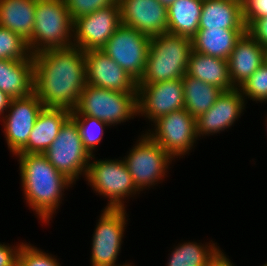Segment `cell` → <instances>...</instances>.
<instances>
[{
	"instance_id": "21",
	"label": "cell",
	"mask_w": 267,
	"mask_h": 266,
	"mask_svg": "<svg viewBox=\"0 0 267 266\" xmlns=\"http://www.w3.org/2000/svg\"><path fill=\"white\" fill-rule=\"evenodd\" d=\"M246 29L199 28L191 38L192 50L228 60L237 40Z\"/></svg>"
},
{
	"instance_id": "20",
	"label": "cell",
	"mask_w": 267,
	"mask_h": 266,
	"mask_svg": "<svg viewBox=\"0 0 267 266\" xmlns=\"http://www.w3.org/2000/svg\"><path fill=\"white\" fill-rule=\"evenodd\" d=\"M34 60H0V91L10 98H21L33 93Z\"/></svg>"
},
{
	"instance_id": "26",
	"label": "cell",
	"mask_w": 267,
	"mask_h": 266,
	"mask_svg": "<svg viewBox=\"0 0 267 266\" xmlns=\"http://www.w3.org/2000/svg\"><path fill=\"white\" fill-rule=\"evenodd\" d=\"M182 83L185 109L195 119L209 110L223 92L220 88L187 74L182 78Z\"/></svg>"
},
{
	"instance_id": "24",
	"label": "cell",
	"mask_w": 267,
	"mask_h": 266,
	"mask_svg": "<svg viewBox=\"0 0 267 266\" xmlns=\"http://www.w3.org/2000/svg\"><path fill=\"white\" fill-rule=\"evenodd\" d=\"M35 6L36 0H0V26L28 42L34 28Z\"/></svg>"
},
{
	"instance_id": "13",
	"label": "cell",
	"mask_w": 267,
	"mask_h": 266,
	"mask_svg": "<svg viewBox=\"0 0 267 266\" xmlns=\"http://www.w3.org/2000/svg\"><path fill=\"white\" fill-rule=\"evenodd\" d=\"M44 107L34 92L26 97L11 98L9 108L0 119L3 122L8 149L13 156L27 144L38 115Z\"/></svg>"
},
{
	"instance_id": "1",
	"label": "cell",
	"mask_w": 267,
	"mask_h": 266,
	"mask_svg": "<svg viewBox=\"0 0 267 266\" xmlns=\"http://www.w3.org/2000/svg\"><path fill=\"white\" fill-rule=\"evenodd\" d=\"M33 92L45 107L74 110L86 81L84 51L76 46L33 55Z\"/></svg>"
},
{
	"instance_id": "3",
	"label": "cell",
	"mask_w": 267,
	"mask_h": 266,
	"mask_svg": "<svg viewBox=\"0 0 267 266\" xmlns=\"http://www.w3.org/2000/svg\"><path fill=\"white\" fill-rule=\"evenodd\" d=\"M191 52L190 38L168 32L151 37L145 70L137 84L182 79Z\"/></svg>"
},
{
	"instance_id": "33",
	"label": "cell",
	"mask_w": 267,
	"mask_h": 266,
	"mask_svg": "<svg viewBox=\"0 0 267 266\" xmlns=\"http://www.w3.org/2000/svg\"><path fill=\"white\" fill-rule=\"evenodd\" d=\"M242 10L247 28L255 19L267 17V0H242Z\"/></svg>"
},
{
	"instance_id": "19",
	"label": "cell",
	"mask_w": 267,
	"mask_h": 266,
	"mask_svg": "<svg viewBox=\"0 0 267 266\" xmlns=\"http://www.w3.org/2000/svg\"><path fill=\"white\" fill-rule=\"evenodd\" d=\"M70 116L69 109L44 107L38 115L27 144L18 153L44 154Z\"/></svg>"
},
{
	"instance_id": "35",
	"label": "cell",
	"mask_w": 267,
	"mask_h": 266,
	"mask_svg": "<svg viewBox=\"0 0 267 266\" xmlns=\"http://www.w3.org/2000/svg\"><path fill=\"white\" fill-rule=\"evenodd\" d=\"M23 242L17 246L0 242V266H17L18 253Z\"/></svg>"
},
{
	"instance_id": "10",
	"label": "cell",
	"mask_w": 267,
	"mask_h": 266,
	"mask_svg": "<svg viewBox=\"0 0 267 266\" xmlns=\"http://www.w3.org/2000/svg\"><path fill=\"white\" fill-rule=\"evenodd\" d=\"M152 123L154 128L146 130L145 133L174 160L190 154L189 151L199 140L196 132V119L185 108L163 115Z\"/></svg>"
},
{
	"instance_id": "25",
	"label": "cell",
	"mask_w": 267,
	"mask_h": 266,
	"mask_svg": "<svg viewBox=\"0 0 267 266\" xmlns=\"http://www.w3.org/2000/svg\"><path fill=\"white\" fill-rule=\"evenodd\" d=\"M203 0H175L167 7L168 33L192 38L199 29Z\"/></svg>"
},
{
	"instance_id": "6",
	"label": "cell",
	"mask_w": 267,
	"mask_h": 266,
	"mask_svg": "<svg viewBox=\"0 0 267 266\" xmlns=\"http://www.w3.org/2000/svg\"><path fill=\"white\" fill-rule=\"evenodd\" d=\"M84 178L94 192L108 198L105 208H126L125 199L140 194L122 158L98 160L93 154Z\"/></svg>"
},
{
	"instance_id": "34",
	"label": "cell",
	"mask_w": 267,
	"mask_h": 266,
	"mask_svg": "<svg viewBox=\"0 0 267 266\" xmlns=\"http://www.w3.org/2000/svg\"><path fill=\"white\" fill-rule=\"evenodd\" d=\"M246 31L265 49H267V17L255 19Z\"/></svg>"
},
{
	"instance_id": "23",
	"label": "cell",
	"mask_w": 267,
	"mask_h": 266,
	"mask_svg": "<svg viewBox=\"0 0 267 266\" xmlns=\"http://www.w3.org/2000/svg\"><path fill=\"white\" fill-rule=\"evenodd\" d=\"M186 74L204 83L216 86L222 91H229L234 88L229 77L228 60L192 50Z\"/></svg>"
},
{
	"instance_id": "5",
	"label": "cell",
	"mask_w": 267,
	"mask_h": 266,
	"mask_svg": "<svg viewBox=\"0 0 267 266\" xmlns=\"http://www.w3.org/2000/svg\"><path fill=\"white\" fill-rule=\"evenodd\" d=\"M71 115H86L117 127L137 116V93L112 91L86 84Z\"/></svg>"
},
{
	"instance_id": "2",
	"label": "cell",
	"mask_w": 267,
	"mask_h": 266,
	"mask_svg": "<svg viewBox=\"0 0 267 266\" xmlns=\"http://www.w3.org/2000/svg\"><path fill=\"white\" fill-rule=\"evenodd\" d=\"M21 186L29 209L41 222L49 224L60 208L65 189L74 183L60 173L44 154L17 153ZM64 195V196H63Z\"/></svg>"
},
{
	"instance_id": "22",
	"label": "cell",
	"mask_w": 267,
	"mask_h": 266,
	"mask_svg": "<svg viewBox=\"0 0 267 266\" xmlns=\"http://www.w3.org/2000/svg\"><path fill=\"white\" fill-rule=\"evenodd\" d=\"M199 28L246 29L242 0H203Z\"/></svg>"
},
{
	"instance_id": "9",
	"label": "cell",
	"mask_w": 267,
	"mask_h": 266,
	"mask_svg": "<svg viewBox=\"0 0 267 266\" xmlns=\"http://www.w3.org/2000/svg\"><path fill=\"white\" fill-rule=\"evenodd\" d=\"M125 208H103L96 223L92 237L91 266H127L117 265V259L123 245L128 215Z\"/></svg>"
},
{
	"instance_id": "36",
	"label": "cell",
	"mask_w": 267,
	"mask_h": 266,
	"mask_svg": "<svg viewBox=\"0 0 267 266\" xmlns=\"http://www.w3.org/2000/svg\"><path fill=\"white\" fill-rule=\"evenodd\" d=\"M220 251L216 256H214L205 266H235L233 262L226 257L227 255Z\"/></svg>"
},
{
	"instance_id": "18",
	"label": "cell",
	"mask_w": 267,
	"mask_h": 266,
	"mask_svg": "<svg viewBox=\"0 0 267 266\" xmlns=\"http://www.w3.org/2000/svg\"><path fill=\"white\" fill-rule=\"evenodd\" d=\"M265 62L266 49L246 31L237 40L228 58L233 87L239 88Z\"/></svg>"
},
{
	"instance_id": "29",
	"label": "cell",
	"mask_w": 267,
	"mask_h": 266,
	"mask_svg": "<svg viewBox=\"0 0 267 266\" xmlns=\"http://www.w3.org/2000/svg\"><path fill=\"white\" fill-rule=\"evenodd\" d=\"M33 58L28 42L19 34L0 26V60Z\"/></svg>"
},
{
	"instance_id": "12",
	"label": "cell",
	"mask_w": 267,
	"mask_h": 266,
	"mask_svg": "<svg viewBox=\"0 0 267 266\" xmlns=\"http://www.w3.org/2000/svg\"><path fill=\"white\" fill-rule=\"evenodd\" d=\"M121 25L119 2L74 20L73 46L101 50Z\"/></svg>"
},
{
	"instance_id": "14",
	"label": "cell",
	"mask_w": 267,
	"mask_h": 266,
	"mask_svg": "<svg viewBox=\"0 0 267 266\" xmlns=\"http://www.w3.org/2000/svg\"><path fill=\"white\" fill-rule=\"evenodd\" d=\"M185 108L182 79L152 84H137V117L149 122Z\"/></svg>"
},
{
	"instance_id": "28",
	"label": "cell",
	"mask_w": 267,
	"mask_h": 266,
	"mask_svg": "<svg viewBox=\"0 0 267 266\" xmlns=\"http://www.w3.org/2000/svg\"><path fill=\"white\" fill-rule=\"evenodd\" d=\"M70 117L77 124L84 148L92 156L98 147L97 145L101 143L104 130L111 126L104 121L86 115H71Z\"/></svg>"
},
{
	"instance_id": "7",
	"label": "cell",
	"mask_w": 267,
	"mask_h": 266,
	"mask_svg": "<svg viewBox=\"0 0 267 266\" xmlns=\"http://www.w3.org/2000/svg\"><path fill=\"white\" fill-rule=\"evenodd\" d=\"M137 139L123 160L135 187L141 193L163 182L174 159L146 133Z\"/></svg>"
},
{
	"instance_id": "17",
	"label": "cell",
	"mask_w": 267,
	"mask_h": 266,
	"mask_svg": "<svg viewBox=\"0 0 267 266\" xmlns=\"http://www.w3.org/2000/svg\"><path fill=\"white\" fill-rule=\"evenodd\" d=\"M121 24L150 37L168 32L167 6L158 0H118Z\"/></svg>"
},
{
	"instance_id": "32",
	"label": "cell",
	"mask_w": 267,
	"mask_h": 266,
	"mask_svg": "<svg viewBox=\"0 0 267 266\" xmlns=\"http://www.w3.org/2000/svg\"><path fill=\"white\" fill-rule=\"evenodd\" d=\"M65 6L74 21L78 17L91 14L100 8L118 3V0H64Z\"/></svg>"
},
{
	"instance_id": "37",
	"label": "cell",
	"mask_w": 267,
	"mask_h": 266,
	"mask_svg": "<svg viewBox=\"0 0 267 266\" xmlns=\"http://www.w3.org/2000/svg\"><path fill=\"white\" fill-rule=\"evenodd\" d=\"M10 101L11 98L3 91H0V116L3 117V115L9 108Z\"/></svg>"
},
{
	"instance_id": "11",
	"label": "cell",
	"mask_w": 267,
	"mask_h": 266,
	"mask_svg": "<svg viewBox=\"0 0 267 266\" xmlns=\"http://www.w3.org/2000/svg\"><path fill=\"white\" fill-rule=\"evenodd\" d=\"M151 37L121 24L101 49L137 82L142 77Z\"/></svg>"
},
{
	"instance_id": "38",
	"label": "cell",
	"mask_w": 267,
	"mask_h": 266,
	"mask_svg": "<svg viewBox=\"0 0 267 266\" xmlns=\"http://www.w3.org/2000/svg\"><path fill=\"white\" fill-rule=\"evenodd\" d=\"M161 4L165 5V6H169L170 4H172L175 0H158Z\"/></svg>"
},
{
	"instance_id": "8",
	"label": "cell",
	"mask_w": 267,
	"mask_h": 266,
	"mask_svg": "<svg viewBox=\"0 0 267 266\" xmlns=\"http://www.w3.org/2000/svg\"><path fill=\"white\" fill-rule=\"evenodd\" d=\"M44 155L74 184L87 173L91 155L84 148L76 122L69 117Z\"/></svg>"
},
{
	"instance_id": "4",
	"label": "cell",
	"mask_w": 267,
	"mask_h": 266,
	"mask_svg": "<svg viewBox=\"0 0 267 266\" xmlns=\"http://www.w3.org/2000/svg\"><path fill=\"white\" fill-rule=\"evenodd\" d=\"M73 28L64 0H36L34 28L28 41L31 54L73 46Z\"/></svg>"
},
{
	"instance_id": "30",
	"label": "cell",
	"mask_w": 267,
	"mask_h": 266,
	"mask_svg": "<svg viewBox=\"0 0 267 266\" xmlns=\"http://www.w3.org/2000/svg\"><path fill=\"white\" fill-rule=\"evenodd\" d=\"M245 99L257 103L267 102V63H263L247 80L239 87Z\"/></svg>"
},
{
	"instance_id": "27",
	"label": "cell",
	"mask_w": 267,
	"mask_h": 266,
	"mask_svg": "<svg viewBox=\"0 0 267 266\" xmlns=\"http://www.w3.org/2000/svg\"><path fill=\"white\" fill-rule=\"evenodd\" d=\"M212 242V243H211ZM210 241L207 244L184 241L183 243L177 244L178 246L173 247L168 261L167 266H205L214 256L220 251V247L217 243Z\"/></svg>"
},
{
	"instance_id": "15",
	"label": "cell",
	"mask_w": 267,
	"mask_h": 266,
	"mask_svg": "<svg viewBox=\"0 0 267 266\" xmlns=\"http://www.w3.org/2000/svg\"><path fill=\"white\" fill-rule=\"evenodd\" d=\"M88 85L137 93V81L102 50L84 51Z\"/></svg>"
},
{
	"instance_id": "16",
	"label": "cell",
	"mask_w": 267,
	"mask_h": 266,
	"mask_svg": "<svg viewBox=\"0 0 267 266\" xmlns=\"http://www.w3.org/2000/svg\"><path fill=\"white\" fill-rule=\"evenodd\" d=\"M245 99L239 88L223 91L214 105L196 119L198 138L221 133L234 126L245 110Z\"/></svg>"
},
{
	"instance_id": "31",
	"label": "cell",
	"mask_w": 267,
	"mask_h": 266,
	"mask_svg": "<svg viewBox=\"0 0 267 266\" xmlns=\"http://www.w3.org/2000/svg\"><path fill=\"white\" fill-rule=\"evenodd\" d=\"M56 258L55 255L23 242L19 249L17 266H61Z\"/></svg>"
}]
</instances>
